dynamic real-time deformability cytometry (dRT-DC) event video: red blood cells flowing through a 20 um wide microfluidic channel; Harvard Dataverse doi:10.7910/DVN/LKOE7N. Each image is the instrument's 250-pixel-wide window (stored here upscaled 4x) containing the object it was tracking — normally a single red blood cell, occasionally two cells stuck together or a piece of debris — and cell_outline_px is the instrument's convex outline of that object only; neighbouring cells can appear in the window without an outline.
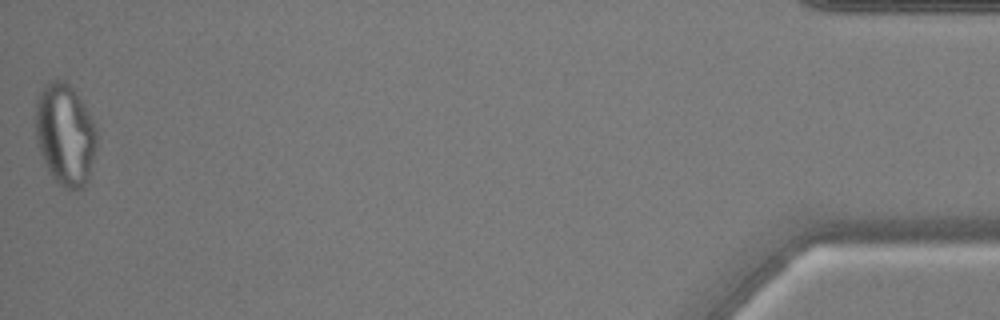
{"species": "common noctule bat (a hibernating species)", "species_latin": "Nyctalus noctula", "temperature_condition": "warm", "stored_images_in_passage": 53, "camera_frame_rate_fps": 3000, "um_per_image_px": 0.085, "animal": {"sex": "male", "body_mass_g": 17.9, "forearm_length_mm": 54.2}, "frame": {"image": 1, "passage_image": 53, "time_ms": 17.333, "image_size_px": [1000, 320], "cell_outline_px": [[96, 148], [88, 180], [84, 188], [80, 192], [64, 188], [56, 184], [44, 164], [36, 140], [36, 100], [44, 84], [52, 80], [64, 80], [72, 88], [84, 104], [96, 128]], "centroid_in_image_um": [5.53, 11.49], "position_along_channel_um": 429.7, "area_um2": 36.65}}